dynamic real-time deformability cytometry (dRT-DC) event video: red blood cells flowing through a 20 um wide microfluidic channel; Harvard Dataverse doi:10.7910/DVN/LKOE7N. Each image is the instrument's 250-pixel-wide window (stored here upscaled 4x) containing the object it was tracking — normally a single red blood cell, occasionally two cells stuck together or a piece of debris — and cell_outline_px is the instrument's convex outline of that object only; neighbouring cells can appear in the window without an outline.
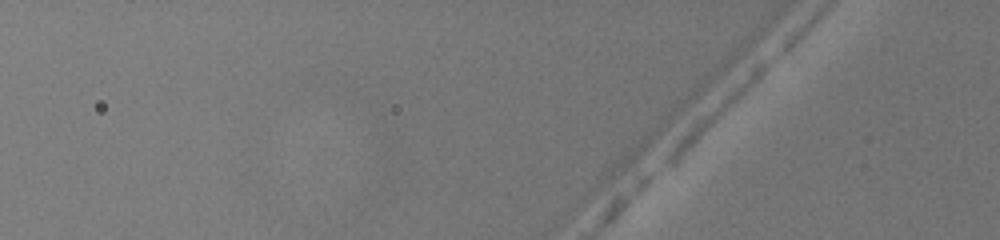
{"species": "common noctule bat (a hibernating species)", "species_latin": "Nyctalus noctula", "temperature_condition": "warm", "stored_images_in_passage": 2, "camera_frame_rate_fps": 3000, "um_per_image_px": 0.085, "animal": {"sex": "female", "body_mass_g": 19.5, "forearm_length_mm": 54.1}, "frame": {"image": 1, "passage_image": 2, "time_ms": 0.333, "image_size_px": [1000, 240], "cell_outline_px": [[772, 60], [712, 120], [668, 160], [664, 160], [664, 156], [676, 136], [696, 116], [732, 84], [760, 60], [772, 56]], "centroid_in_image_um": [60.75, 9.21], "position_along_channel_um": 65.1, "area_um2": 11.68}}